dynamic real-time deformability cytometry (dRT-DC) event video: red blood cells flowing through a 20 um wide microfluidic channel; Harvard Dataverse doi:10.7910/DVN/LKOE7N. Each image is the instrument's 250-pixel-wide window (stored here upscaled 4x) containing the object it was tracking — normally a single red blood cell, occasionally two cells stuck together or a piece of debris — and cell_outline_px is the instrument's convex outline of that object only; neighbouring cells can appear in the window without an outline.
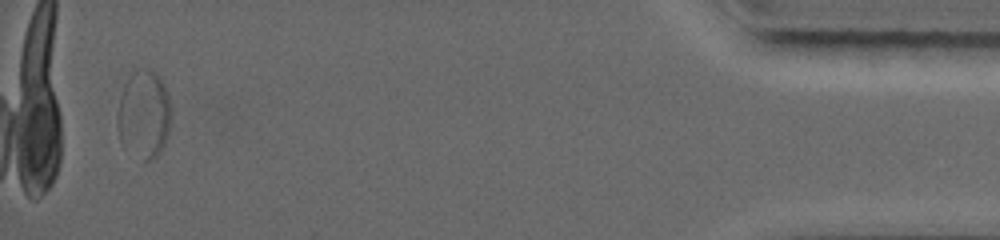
{"species": "common noctule bat (a hibernating species)", "species_latin": "Nyctalus noctula", "temperature_condition": "warm", "stored_images_in_passage": 16, "segment_of_instrument_passage": [3, 3], "camera_frame_rate_fps": 5000, "um_per_image_px": 0.085, "animal": {"sex": "female", "body_mass_g": 19.0, "forearm_length_mm": 56.7}, "frame": {"image": 1, "passage_image": 14, "time_ms": 11.8, "image_size_px": [1000, 240], "cell_outline_px": [[172, 112], [168, 132], [164, 144], [160, 152], [152, 160], [144, 160], [144, 76], [148, 72], [156, 72], [160, 76], [168, 92]], "centroid_in_image_um": [13.22, 9.77], "position_along_channel_um": 422.0, "area_um2": 13.81}}